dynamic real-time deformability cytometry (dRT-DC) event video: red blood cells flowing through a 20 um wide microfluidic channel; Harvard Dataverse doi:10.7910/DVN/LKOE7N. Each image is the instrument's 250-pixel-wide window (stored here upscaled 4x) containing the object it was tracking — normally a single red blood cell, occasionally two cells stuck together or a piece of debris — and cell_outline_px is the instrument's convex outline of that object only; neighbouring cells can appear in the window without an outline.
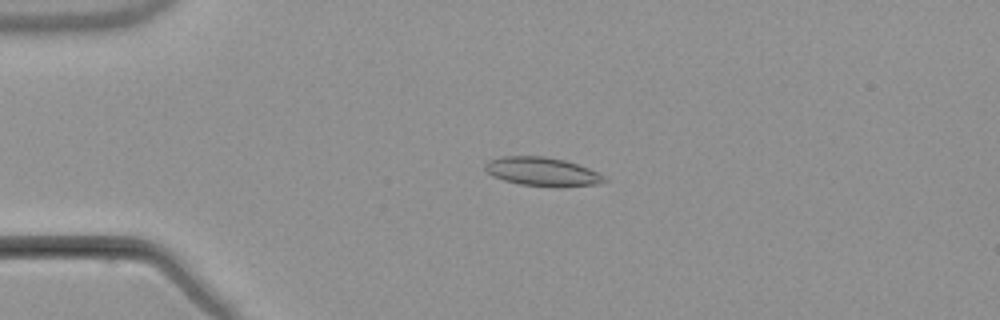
{"species": "common noctule bat (a hibernating species)", "species_latin": "Nyctalus noctula", "temperature_condition": "warm", "stored_images_in_passage": 4, "camera_frame_rate_fps": 3000, "um_per_image_px": 0.085, "animal": {"sex": "male", "body_mass_g": 21.5, "forearm_length_mm": 52.0}, "frame": {"image": 1, "passage_image": 3, "time_ms": 2.333, "image_size_px": [1000, 320], "cell_outline_px": [[608, 180], [596, 184], [520, 184], [504, 180], [492, 176], [484, 168], [484, 164], [488, 160], [500, 156], [544, 156], [564, 160], [588, 168], [604, 176]], "centroid_in_image_um": [45.98, 14.53], "position_along_channel_um": 39.0, "area_um2": 18.96}}